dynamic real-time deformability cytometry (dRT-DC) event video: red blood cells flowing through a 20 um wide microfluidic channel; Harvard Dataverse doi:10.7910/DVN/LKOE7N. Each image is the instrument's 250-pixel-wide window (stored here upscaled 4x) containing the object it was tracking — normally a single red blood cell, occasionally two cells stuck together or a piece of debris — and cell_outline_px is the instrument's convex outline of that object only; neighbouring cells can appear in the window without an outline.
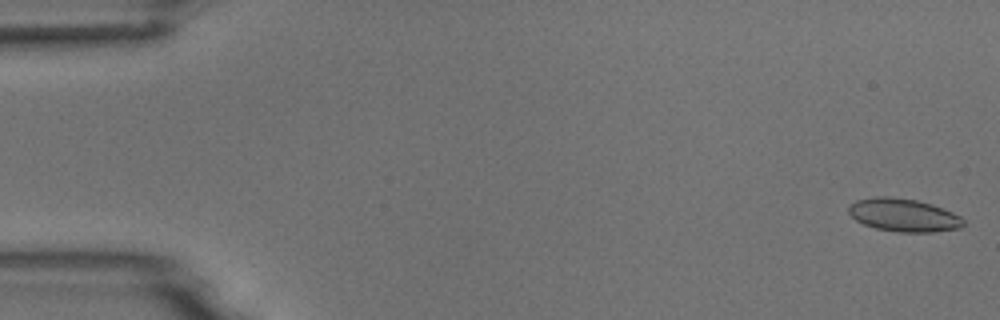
{"species": "common noctule bat (a hibernating species)", "species_latin": "Nyctalus noctula", "temperature_condition": "room temperature", "stored_images_in_passage": 4, "camera_frame_rate_fps": 3000, "um_per_image_px": 0.085, "animal": {"sex": "male", "body_mass_g": 18.8}, "frame": {"image": 1, "passage_image": 1, "time_ms": 0.0, "image_size_px": [1000, 320], "cell_outline_px": [[964, 224], [960, 228], [932, 232], [896, 232], [876, 228], [864, 224], [856, 220], [848, 212], [848, 204], [856, 200], [876, 196], [888, 196], [916, 200], [932, 204], [952, 212], [960, 216], [964, 220]], "centroid_in_image_um": [76.78, 18.28], "position_along_channel_um": 8.2, "area_um2": 22.14}}
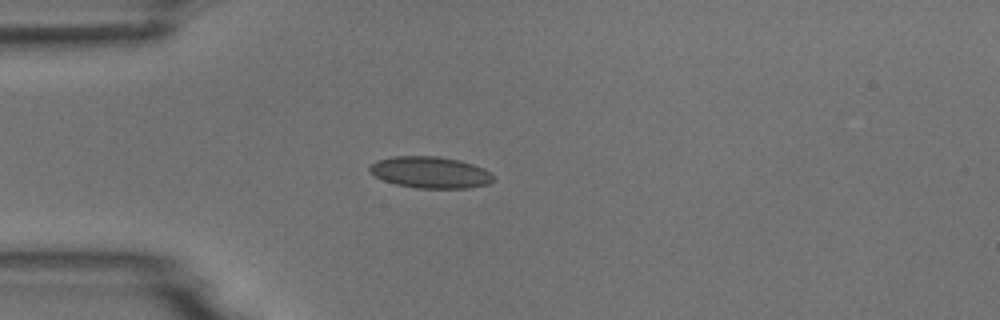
{"frame": {"image": 2, "passage_image": 4, "time_ms": 4.333, "image_size_px": [1000, 320], "cell_outline_px": [[496, 180], [488, 184], [468, 188], [416, 188], [396, 184], [384, 180], [368, 172], [368, 168], [376, 160], [392, 156], [440, 156], [460, 160], [484, 168]], "centroid_in_image_um": [36.56, 14.64], "position_along_channel_um": 48.4, "area_um2": 22.83}}